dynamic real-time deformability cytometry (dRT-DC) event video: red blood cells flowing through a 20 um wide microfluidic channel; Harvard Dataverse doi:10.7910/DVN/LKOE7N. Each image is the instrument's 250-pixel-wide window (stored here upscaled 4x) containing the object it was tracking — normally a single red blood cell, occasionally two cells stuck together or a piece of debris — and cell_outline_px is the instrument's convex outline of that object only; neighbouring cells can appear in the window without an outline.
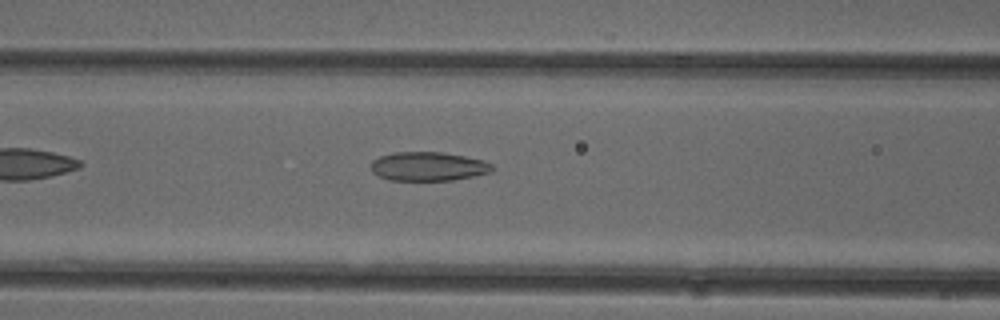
{"species": "common noctule bat (a hibernating species)", "species_latin": "Nyctalus noctula", "temperature_condition": "cold", "stored_images_in_passage": 36, "camera_frame_rate_fps": 3000, "um_per_image_px": 0.085, "animal": {"sex": "female"}, "frame": {"image": 1, "passage_image": 6, "time_ms": 1.667, "image_size_px": [1000, 320], "cell_outline_px": [[496, 168], [492, 172], [452, 180], [388, 180], [372, 172], [372, 160], [380, 156], [392, 152], [440, 152], [464, 156], [484, 160], [492, 164]], "centroid_in_image_um": [36.42, 14.14], "position_along_channel_um": 130.2, "area_um2": 20.46}}
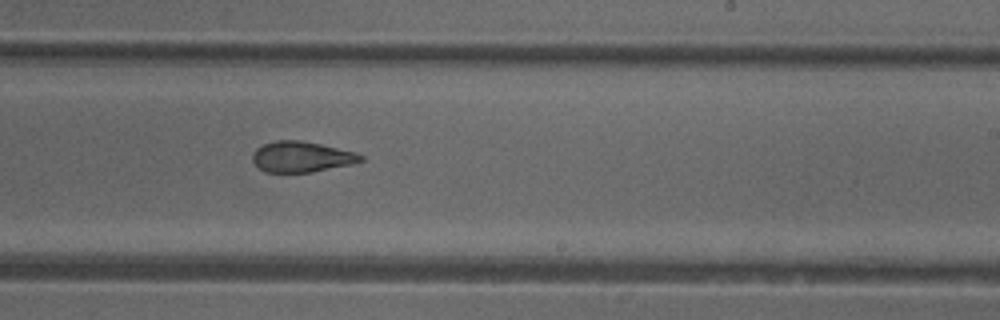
{"frame": {"image": 2, "passage_image": 16, "time_ms": 5.0, "image_size_px": [1000, 320], "cell_outline_px": [[364, 160], [352, 164], [312, 172], [264, 172], [252, 160], [252, 152], [256, 148], [264, 144], [276, 140], [300, 140], [320, 144], [356, 152], [364, 156]], "centroid_in_image_um": [25.63, 13.32], "position_along_channel_um": 263.4, "area_um2": 19.36}}
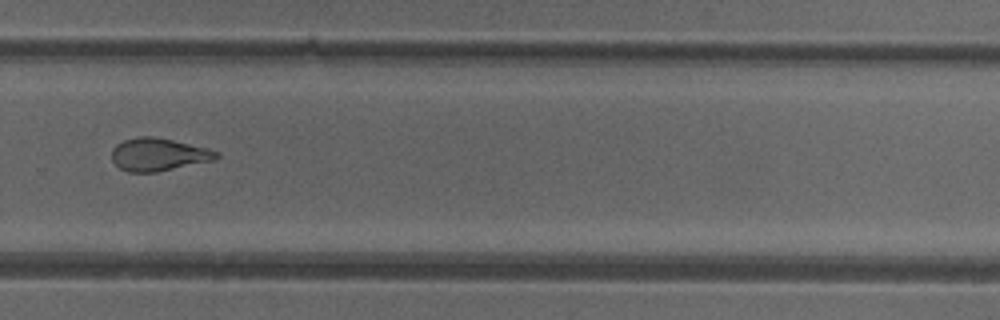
{"frame": {"image": 3, "passage_image": 20, "time_ms": 6.333, "image_size_px": [1000, 320], "cell_outline_px": [[220, 156], [216, 160], [156, 172], [128, 172], [120, 168], [112, 160], [112, 148], [116, 144], [124, 140], [140, 136], [156, 136], [208, 148], [220, 152]], "centroid_in_image_um": [13.5, 13.13], "position_along_channel_um": 316.3, "area_um2": 20.17}, "authors_computed_cell_mechanics": {"area_um2": 20.6635, "velocity_mm_per_s": 3.9942, "shape_relaxation_time_tau1_ms": null, "shape_relaxation_time_tau2_ms": 2.5474, "deformation_change_tau1": null, "deformation_change_tau2": 0.1062}}